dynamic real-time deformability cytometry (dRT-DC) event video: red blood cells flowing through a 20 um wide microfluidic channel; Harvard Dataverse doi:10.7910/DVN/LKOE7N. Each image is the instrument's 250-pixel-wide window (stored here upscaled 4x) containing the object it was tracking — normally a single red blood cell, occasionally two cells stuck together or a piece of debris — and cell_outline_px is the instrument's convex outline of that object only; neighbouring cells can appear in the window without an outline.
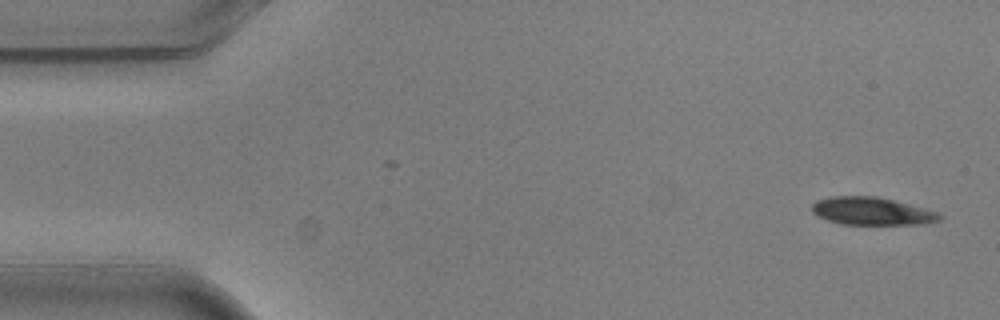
{"species": "common noctule bat (a hibernating species)", "species_latin": "Nyctalus noctula", "temperature_condition": "warm", "stored_images_in_passage": 8, "camera_frame_rate_fps": 3000, "um_per_image_px": 0.085, "animal": {"sex": "male", "body_mass_g": 20.5, "forearm_length_mm": 52.5}, "frame": {"image": 1, "passage_image": 1, "time_ms": 0.0, "image_size_px": [1000, 320], "cell_outline_px": [[944, 216], [940, 220], [924, 224], [840, 224], [816, 216], [812, 212], [812, 204], [816, 200], [832, 196], [876, 196], [940, 212]], "centroid_in_image_um": [74.11, 17.95], "position_along_channel_um": 10.9, "area_um2": 20.69}}
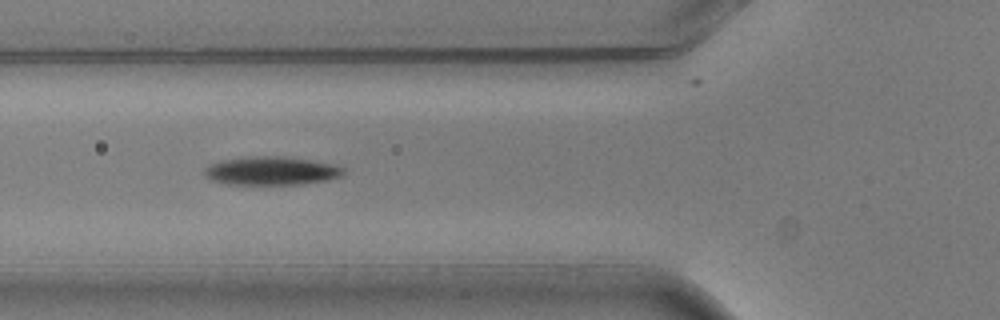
{"frame": {"image": 2, "passage_image": 6, "time_ms": 1.667, "image_size_px": [1000, 320], "cell_outline_px": [[344, 172], [340, 176], [328, 180], [300, 184], [228, 184], [212, 180], [204, 176], [204, 168], [212, 164], [224, 160], [260, 156], [284, 156], [332, 164], [344, 168]], "centroid_in_image_um": [23.07, 14.53], "position_along_channel_um": 102.7, "area_um2": 22.66}}
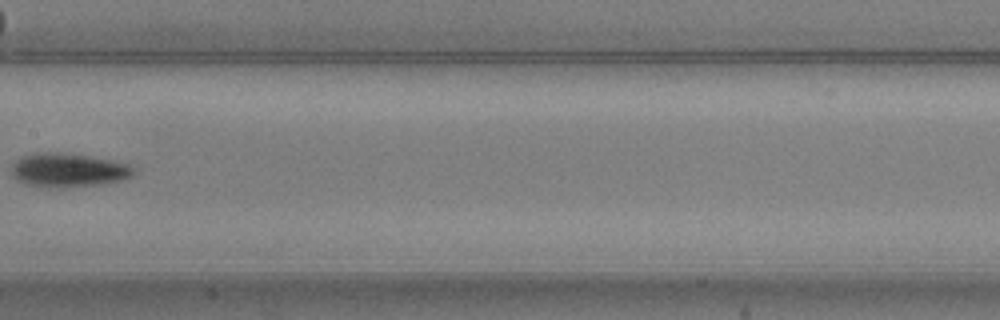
{"frame": {"image": 3, "passage_image": 8, "time_ms": 2.333, "image_size_px": [1000, 320], "cell_outline_px": [[140, 172], [124, 180], [104, 184], [64, 188], [48, 188], [24, 184], [16, 180], [12, 176], [12, 164], [20, 156], [36, 152], [64, 152], [112, 160], [128, 164], [136, 168]], "centroid_in_image_um": [5.83, 14.47], "position_along_channel_um": 201.6, "area_um2": 24.91}}